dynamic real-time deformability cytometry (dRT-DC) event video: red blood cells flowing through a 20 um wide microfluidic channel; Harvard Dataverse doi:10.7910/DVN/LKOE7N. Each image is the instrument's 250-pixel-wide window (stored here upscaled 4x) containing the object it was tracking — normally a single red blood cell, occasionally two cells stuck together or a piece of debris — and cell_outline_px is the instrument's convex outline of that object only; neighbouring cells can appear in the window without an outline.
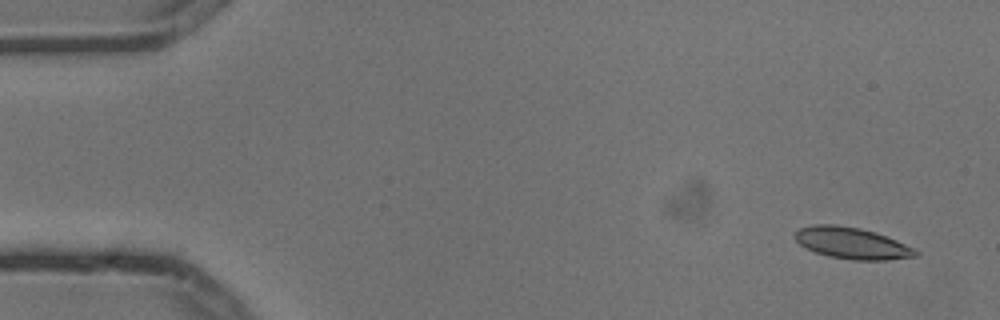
{"species": "common noctule bat (a hibernating species)", "species_latin": "Nyctalus noctula", "temperature_condition": "cold", "stored_images_in_passage": 6, "camera_frame_rate_fps": 3000, "um_per_image_px": 0.085, "animal": {"sex": "male", "body_mass_g": 13.3}, "frame": {"image": 1, "passage_image": 1, "time_ms": 0.0, "image_size_px": [1000, 320], "cell_outline_px": [[920, 252], [916, 256], [884, 260], [852, 260], [828, 256], [816, 252], [800, 244], [792, 236], [800, 228], [812, 224], [836, 224], [860, 228], [896, 240], [916, 248]], "centroid_in_image_um": [72.4, 20.66], "position_along_channel_um": 12.6, "area_um2": 22.02}}
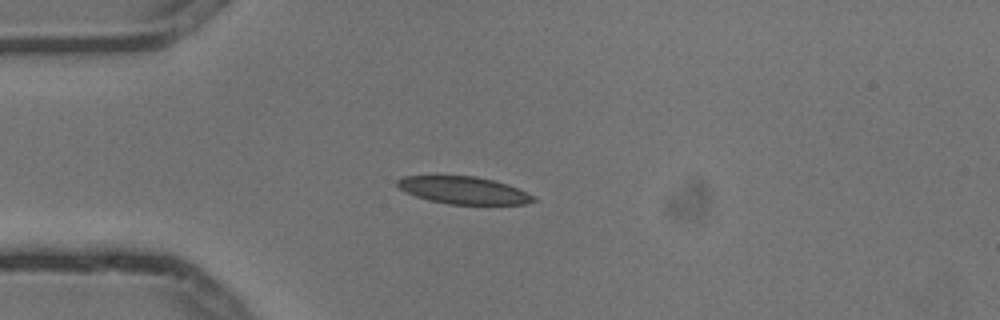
{"frame": {"image": 2, "passage_image": 4, "time_ms": 1.0, "image_size_px": [1000, 320], "cell_outline_px": [[536, 200], [524, 204], [448, 204], [428, 200], [416, 196], [400, 188], [396, 184], [396, 180], [404, 176], [476, 176], [508, 184], [536, 196]], "centroid_in_image_um": [39.42, 16.17], "position_along_channel_um": 45.6, "area_um2": 21.56}}
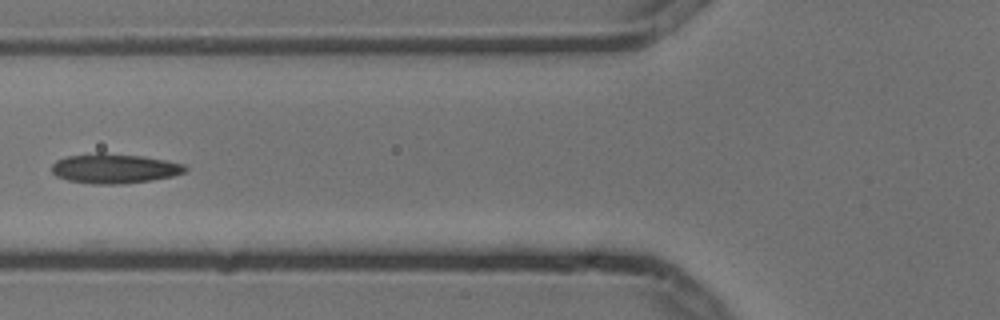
{"frame": {"image": 3, "passage_image": 6, "time_ms": 1.667, "image_size_px": [1000, 320], "cell_outline_px": [[188, 168], [184, 172], [172, 176], [152, 180], [124, 184], [92, 184], [68, 180], [56, 176], [52, 172], [52, 164], [56, 160], [68, 156], [96, 152], [104, 152], [144, 156], [184, 164]], "centroid_in_image_um": [9.71, 14.32], "position_along_channel_um": 116.1, "area_um2": 23.24}}